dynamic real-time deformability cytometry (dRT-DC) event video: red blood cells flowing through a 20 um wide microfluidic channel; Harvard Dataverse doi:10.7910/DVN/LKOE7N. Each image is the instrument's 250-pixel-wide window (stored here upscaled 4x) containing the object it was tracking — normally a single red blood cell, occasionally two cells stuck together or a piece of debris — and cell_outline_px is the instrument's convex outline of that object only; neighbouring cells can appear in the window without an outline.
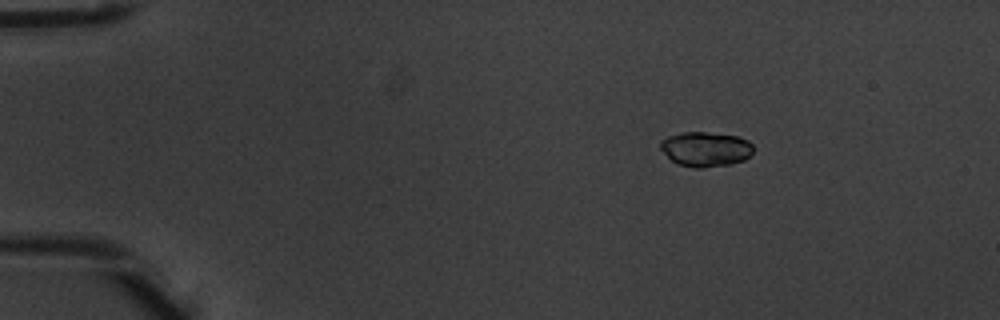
{"species": "common noctule bat (a hibernating species)", "species_latin": "Nyctalus noctula", "temperature_condition": "warm", "stored_images_in_passage": 6, "camera_frame_rate_fps": 3000, "um_per_image_px": 0.085, "animal": {"sex": "male", "body_mass_g": 20.1, "forearm_length_mm": 53.5}, "frame": {"image": 1, "passage_image": 2, "time_ms": 0.333, "image_size_px": [1000, 320], "cell_outline_px": [[752, 152], [744, 160], [732, 164], [700, 168], [692, 168], [676, 164], [660, 148], [660, 140], [668, 136], [684, 132], [704, 132], [736, 136], [748, 140], [752, 144]], "centroid_in_image_um": [59.96, 12.68], "position_along_channel_um": 25.0, "area_um2": 18.79}}
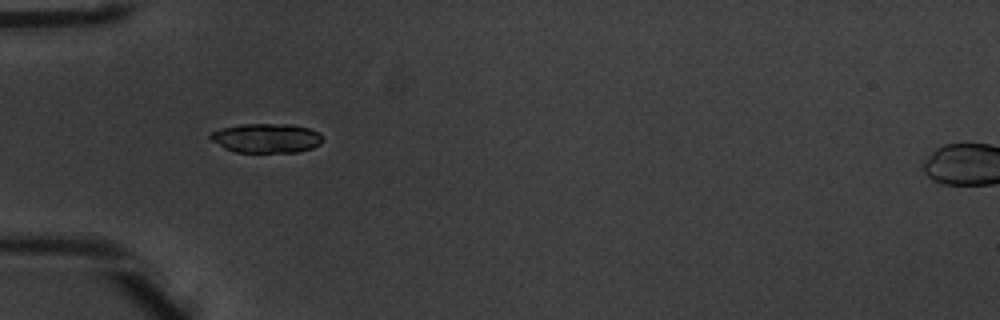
{"frame": {"image": 2, "passage_image": 4, "time_ms": 1.0, "image_size_px": [1000, 320], "cell_outline_px": [[324, 140], [320, 144], [312, 148], [296, 152], [236, 152], [224, 148], [212, 140], [208, 136], [212, 132], [220, 128], [240, 124], [292, 124], [308, 128], [320, 132], [324, 136]], "centroid_in_image_um": [22.68, 11.73], "position_along_channel_um": 62.3, "area_um2": 19.36}}